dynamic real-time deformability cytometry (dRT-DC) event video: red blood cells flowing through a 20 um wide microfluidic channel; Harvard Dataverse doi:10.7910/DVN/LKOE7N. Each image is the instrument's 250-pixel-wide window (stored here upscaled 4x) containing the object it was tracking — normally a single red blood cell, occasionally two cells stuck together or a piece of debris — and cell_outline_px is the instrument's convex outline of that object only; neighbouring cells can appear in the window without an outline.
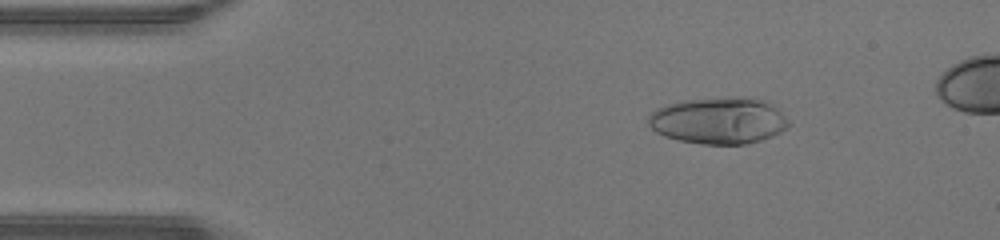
{"species": "human", "species_latin": "Homo sapiens", "temperature_condition": "warm", "stored_images_in_passage": 45, "camera_frame_rate_fps": 3000, "um_per_image_px": 0.085, "donor": {"sex": "male"}, "frame": {"image": 1, "passage_image": 7, "time_ms": 2.0, "image_size_px": [1000, 240], "cell_outline_px": [[788, 128], [772, 136], [748, 144], [704, 144], [680, 140], [664, 136], [656, 132], [648, 124], [648, 116], [656, 108], [668, 104], [688, 100], [748, 96], [752, 96], [764, 100], [772, 104], [788, 120]], "centroid_in_image_um": [61.1, 10.25], "position_along_channel_um": 23.9, "area_um2": 38.03}}
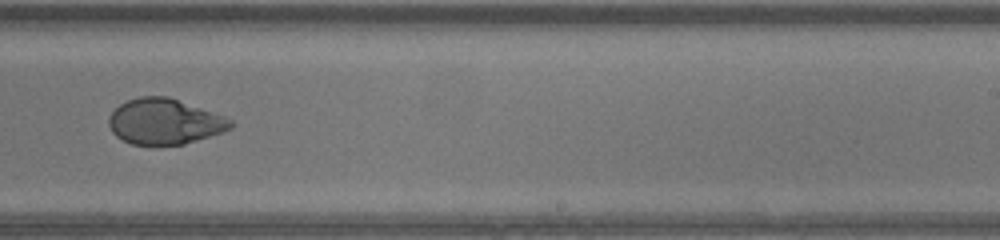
{"frame": {"image": 2, "passage_image": 29, "time_ms": 9.333, "image_size_px": [1000, 240], "cell_outline_px": [[236, 124], [232, 128], [184, 144], [132, 144], [116, 136], [112, 132], [108, 124], [108, 120], [112, 112], [120, 104], [128, 100], [140, 96], [168, 96], [224, 116], [232, 120]], "centroid_in_image_um": [13.98, 10.32], "position_along_channel_um": 275.0, "area_um2": 32.02}}
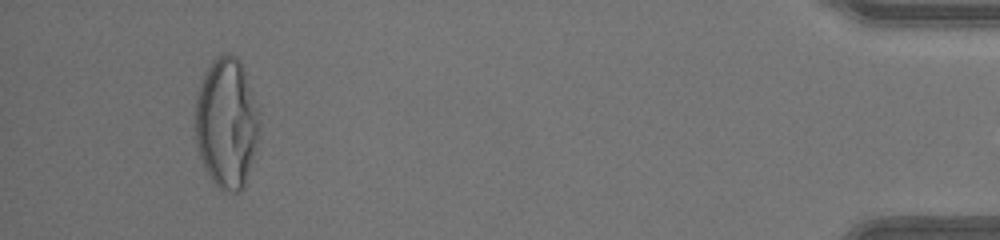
{"frame": {"image": 3, "passage_image": 44, "time_ms": 14.333, "image_size_px": [1000, 240], "cell_outline_px": [[260, 128], [244, 188], [240, 192], [232, 192], [220, 188], [212, 180], [204, 168], [196, 144], [196, 96], [204, 72], [212, 60], [216, 56], [224, 52], [228, 52], [236, 56], [240, 60], [256, 108], [260, 124]], "centroid_in_image_um": [19.23, 10.44], "position_along_channel_um": 416.0, "area_um2": 48.21}}